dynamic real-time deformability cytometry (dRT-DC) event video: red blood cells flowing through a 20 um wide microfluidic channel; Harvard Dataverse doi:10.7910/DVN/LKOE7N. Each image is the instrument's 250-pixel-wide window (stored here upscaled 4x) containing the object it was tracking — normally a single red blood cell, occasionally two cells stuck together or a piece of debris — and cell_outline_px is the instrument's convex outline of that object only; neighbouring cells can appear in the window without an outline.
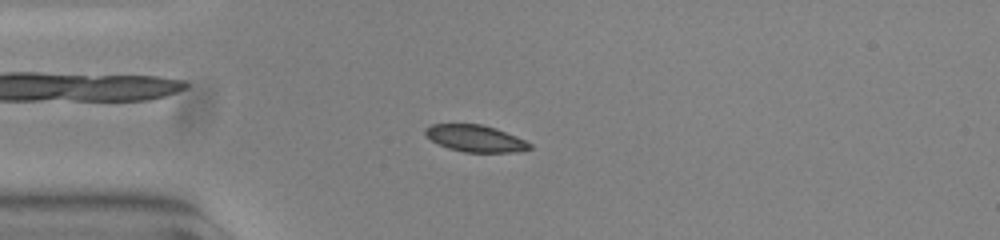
{"species": "common noctule bat (a hibernating species)", "species_latin": "Nyctalus noctula", "temperature_condition": "warm", "stored_images_in_passage": 54, "camera_frame_rate_fps": 3000, "um_per_image_px": 0.085, "animal": {"sex": "female", "body_mass_g": 23.0, "forearm_length_mm": 53.4}, "frame": {"image": 1, "passage_image": 14, "time_ms": 4.333, "image_size_px": [1000, 240], "cell_outline_px": [[532, 148], [516, 152], [464, 152], [448, 148], [432, 140], [424, 132], [424, 128], [432, 124], [480, 124], [496, 128], [516, 136], [532, 144]], "centroid_in_image_um": [40.42, 11.76], "position_along_channel_um": 44.6, "area_um2": 16.18}}
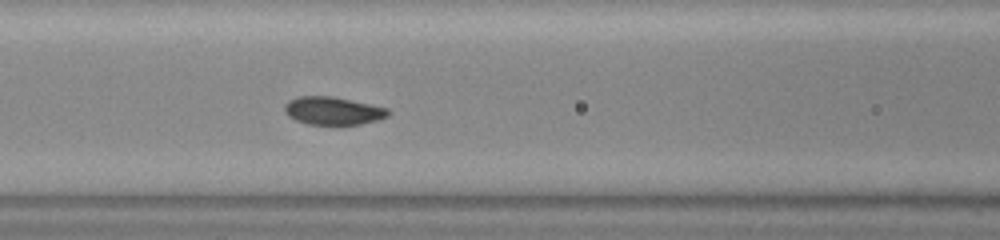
{"frame": {"image": 2, "passage_image": 23, "time_ms": 7.333, "image_size_px": [1000, 240], "cell_outline_px": [[392, 112], [388, 116], [376, 120], [360, 124], [308, 124], [296, 120], [288, 116], [284, 112], [284, 104], [288, 100], [296, 96], [332, 96], [388, 108]], "centroid_in_image_um": [28.27, 9.4], "position_along_channel_um": 138.3, "area_um2": 16.88}}
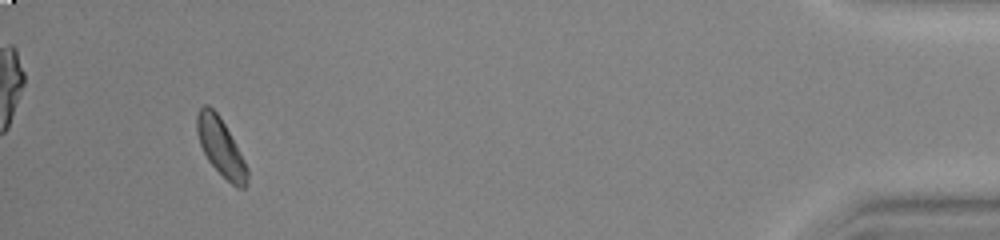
{"frame": {"image": 3, "passage_image": 51, "time_ms": 16.667, "image_size_px": [1000, 240], "cell_outline_px": [[248, 180], [244, 188], [236, 188], [208, 160], [200, 144], [196, 132], [196, 116], [200, 108], [204, 104], [208, 104], [220, 116], [240, 152], [248, 168]], "centroid_in_image_um": [18.76, 12.48], "position_along_channel_um": 416.4, "area_um2": 16.7}}